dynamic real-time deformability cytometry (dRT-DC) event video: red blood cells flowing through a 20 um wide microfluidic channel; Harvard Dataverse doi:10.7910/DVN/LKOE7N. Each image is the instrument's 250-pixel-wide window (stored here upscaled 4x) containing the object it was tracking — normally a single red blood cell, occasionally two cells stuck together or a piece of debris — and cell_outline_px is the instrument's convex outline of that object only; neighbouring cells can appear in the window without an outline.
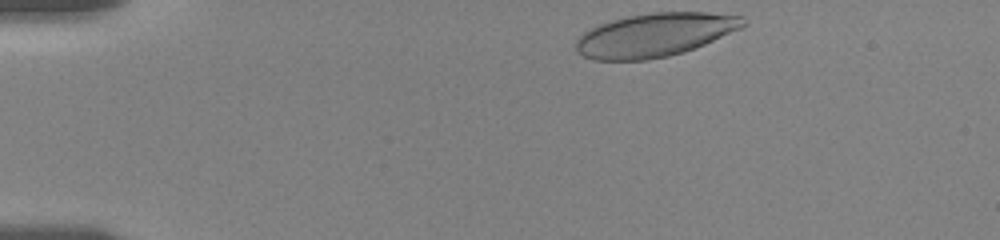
{"species": "human", "species_latin": "Homo sapiens", "temperature_condition": "room temperature", "stored_images_in_passage": 6, "camera_frame_rate_fps": 3000, "um_per_image_px": 0.085, "donor": {"sex": "female"}, "frame": {"image": 1, "passage_image": 1, "time_ms": 0.0, "image_size_px": [1000, 240], "cell_outline_px": [[748, 24], [740, 28], [704, 44], [684, 52], [668, 56], [648, 60], [592, 60], [576, 52], [576, 40], [584, 32], [600, 24], [612, 20], [628, 16], [652, 12], [708, 12], [744, 16], [748, 20]], "centroid_in_image_um": [55.67, 2.96], "position_along_channel_um": 29.3, "area_um2": 42.43}}
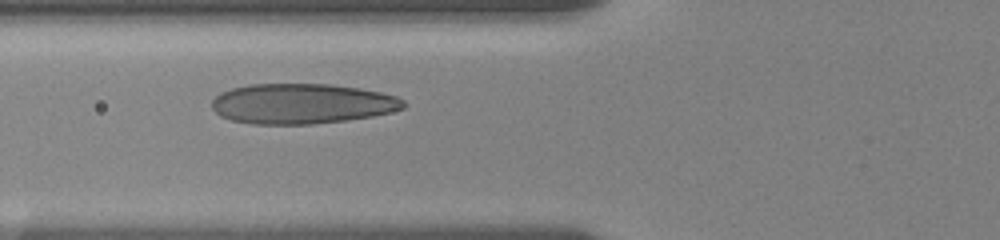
{"frame": {"image": 2, "passage_image": 5, "time_ms": 4.0, "image_size_px": [1000, 240], "cell_outline_px": [[404, 108], [372, 116], [344, 120], [312, 124], [252, 124], [232, 120], [220, 116], [212, 108], [212, 100], [220, 92], [232, 88], [248, 84], [328, 84], [356, 88], [380, 92], [396, 96], [404, 100]], "centroid_in_image_um": [25.61, 8.81], "position_along_channel_um": 100.2, "area_um2": 44.68}}
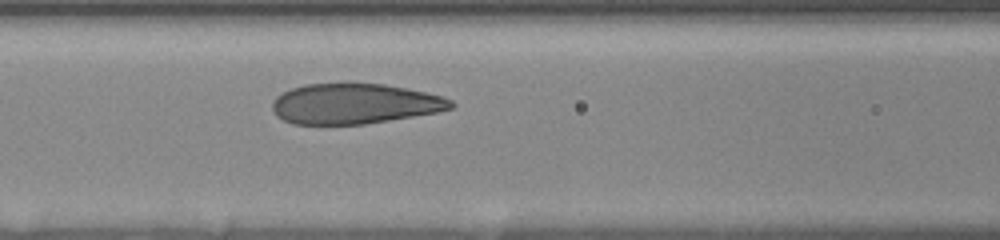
{"frame": {"image": 3, "passage_image": 6, "time_ms": 5.0, "image_size_px": [1000, 240], "cell_outline_px": [[456, 104], [452, 108], [436, 112], [364, 124], [292, 124], [276, 116], [272, 108], [272, 100], [276, 96], [292, 88], [304, 84], [384, 84], [444, 96], [452, 100]], "centroid_in_image_um": [30.11, 8.82], "position_along_channel_um": 136.5, "area_um2": 41.67}}